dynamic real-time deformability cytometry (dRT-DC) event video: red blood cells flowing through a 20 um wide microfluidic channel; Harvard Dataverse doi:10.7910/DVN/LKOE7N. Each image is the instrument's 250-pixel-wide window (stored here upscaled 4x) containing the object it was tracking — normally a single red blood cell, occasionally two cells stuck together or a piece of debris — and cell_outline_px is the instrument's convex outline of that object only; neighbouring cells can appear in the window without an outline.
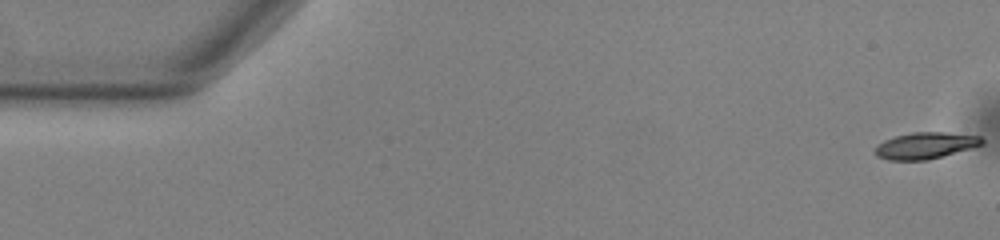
{"species": "common noctule bat (a hibernating species)", "species_latin": "Nyctalus noctula", "temperature_condition": "warm", "stored_images_in_passage": 54, "camera_frame_rate_fps": 3000, "um_per_image_px": 0.085, "animal": {"sex": "male", "body_mass_g": 13.0, "forearm_length_mm": 53.1}, "frame": {"image": 1, "passage_image": 1, "time_ms": 0.0, "image_size_px": [1000, 240], "cell_outline_px": [[984, 144], [928, 160], [888, 160], [876, 156], [876, 144], [884, 140], [896, 136], [912, 132], [944, 132], [980, 136], [984, 140]], "centroid_in_image_um": [78.65, 12.37], "position_along_channel_um": 6.4, "area_um2": 16.42}}
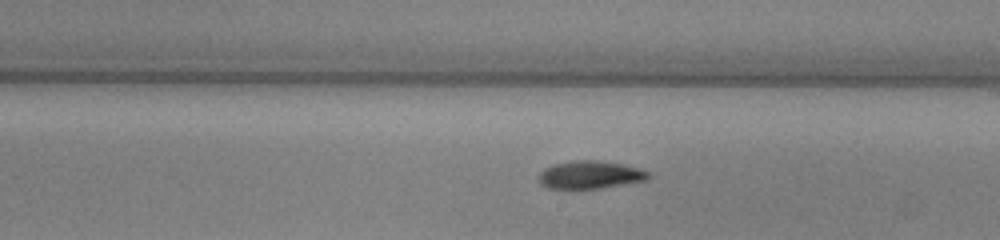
{"frame": {"image": 2, "passage_image": 31, "time_ms": 10.0, "image_size_px": [1000, 240], "cell_outline_px": [[648, 176], [644, 180], [600, 188], [548, 188], [540, 184], [540, 172], [544, 168], [556, 164], [576, 160], [596, 160], [620, 164], [636, 168], [648, 172]], "centroid_in_image_um": [50.1, 14.86], "position_along_channel_um": 238.9, "area_um2": 17.17}}
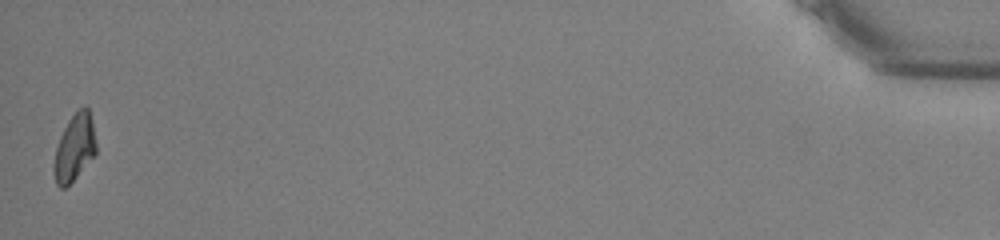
{"frame": {"image": 3, "passage_image": 54, "time_ms": 17.667, "image_size_px": [1000, 240], "cell_outline_px": [[96, 152], [76, 176], [64, 188], [60, 188], [56, 184], [56, 148], [60, 136], [68, 120], [84, 104], [88, 108], [92, 120], [96, 144]], "centroid_in_image_um": [6.37, 12.48], "position_along_channel_um": 428.8, "area_um2": 15.66}, "authors_computed_cell_mechanics": {"area_um2": 17.1088, "velocity_mm_per_s": 3.7934, "shape_relaxation_time_tau1_ms": 3.9168, "shape_relaxation_time_tau2_ms": 10.7401, "deformation_change_tau1": 0.1471, "deformation_change_tau2": 0.1756}}